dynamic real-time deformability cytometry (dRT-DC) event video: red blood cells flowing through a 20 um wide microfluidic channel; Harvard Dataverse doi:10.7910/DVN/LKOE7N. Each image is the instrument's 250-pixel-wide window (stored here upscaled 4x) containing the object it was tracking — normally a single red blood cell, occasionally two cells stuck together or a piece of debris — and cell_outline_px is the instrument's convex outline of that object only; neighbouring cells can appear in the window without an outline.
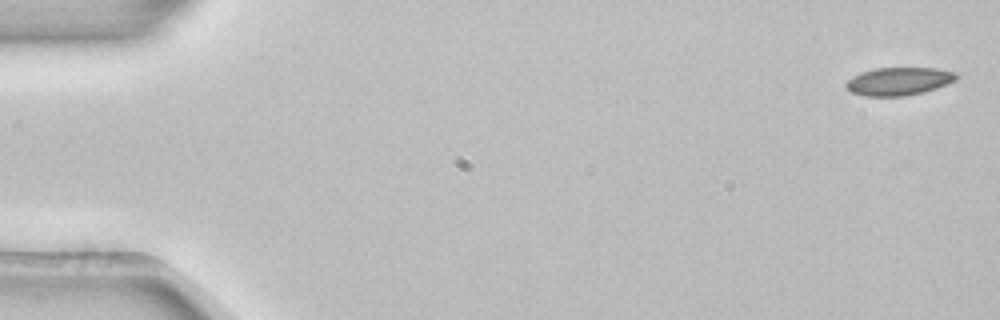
{"species": "common noctule bat (a hibernating species)", "species_latin": "Nyctalus noctula", "temperature_condition": "room temperature", "stored_images_in_passage": 4, "camera_frame_rate_fps": 3000, "um_per_image_px": 0.085, "animal": {"sex": "female", "body_mass_g": 22.7, "forearm_length_mm": 54.2}, "frame": {"image": 1, "passage_image": 1, "time_ms": 0.0, "image_size_px": [1000, 320], "cell_outline_px": [[960, 76], [956, 80], [936, 88], [924, 92], [904, 96], [864, 96], [852, 92], [844, 84], [852, 76], [860, 72], [876, 68], [936, 68], [960, 72]], "centroid_in_image_um": [76.44, 6.9], "position_along_channel_um": 8.6, "area_um2": 18.15}}
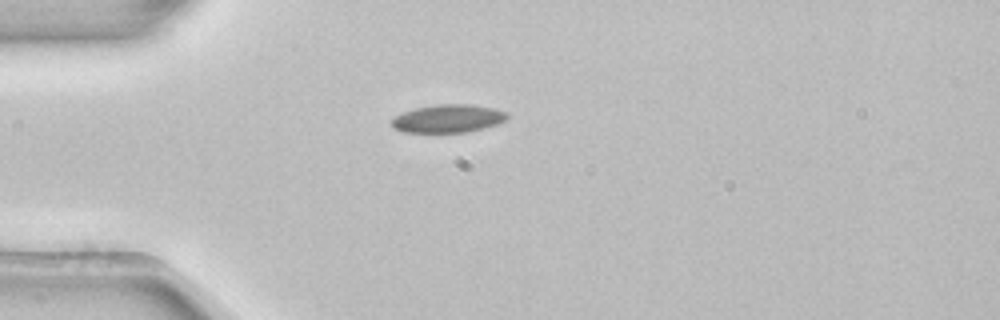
{"frame": {"image": 2, "passage_image": 4, "time_ms": 1.0, "image_size_px": [1000, 320], "cell_outline_px": [[508, 116], [504, 120], [496, 124], [484, 128], [468, 132], [400, 132], [392, 128], [392, 116], [416, 108], [436, 104], [468, 104], [492, 108], [504, 112]], "centroid_in_image_um": [38.01, 10.08], "position_along_channel_um": 47.0, "area_um2": 18.79}}